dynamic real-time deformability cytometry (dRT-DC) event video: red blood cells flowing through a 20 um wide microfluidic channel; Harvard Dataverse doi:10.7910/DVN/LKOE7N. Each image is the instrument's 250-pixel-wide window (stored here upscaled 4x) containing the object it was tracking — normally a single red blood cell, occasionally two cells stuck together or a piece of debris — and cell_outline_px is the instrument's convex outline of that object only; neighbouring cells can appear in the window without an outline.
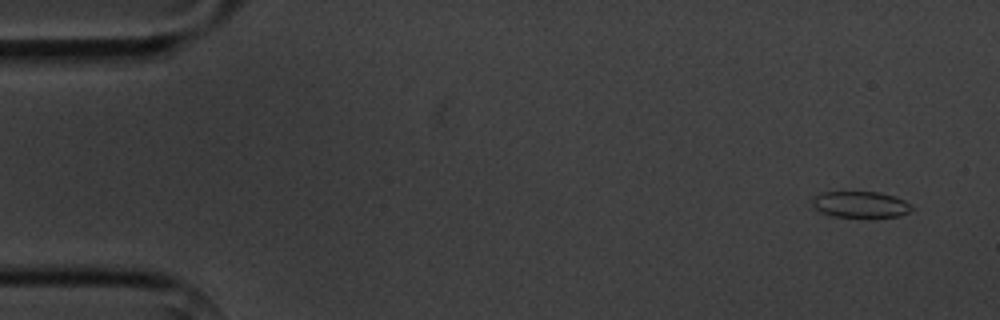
{"species": "common noctule bat (a hibernating species)", "species_latin": "Nyctalus noctula", "temperature_condition": "cold", "stored_images_in_passage": 13, "camera_frame_rate_fps": 3000, "um_per_image_px": 0.085, "animal": {"sex": "male", "body_mass_g": 20.1, "forearm_length_mm": 53.5}, "frame": {"image": 1, "passage_image": 1, "time_ms": 0.0, "image_size_px": [1000, 320], "cell_outline_px": [[912, 208], [908, 212], [900, 216], [832, 216], [820, 212], [812, 204], [812, 196], [824, 192], [880, 192], [904, 200], [912, 204]], "centroid_in_image_um": [73.11, 17.36], "position_along_channel_um": 11.9, "area_um2": 14.97}}
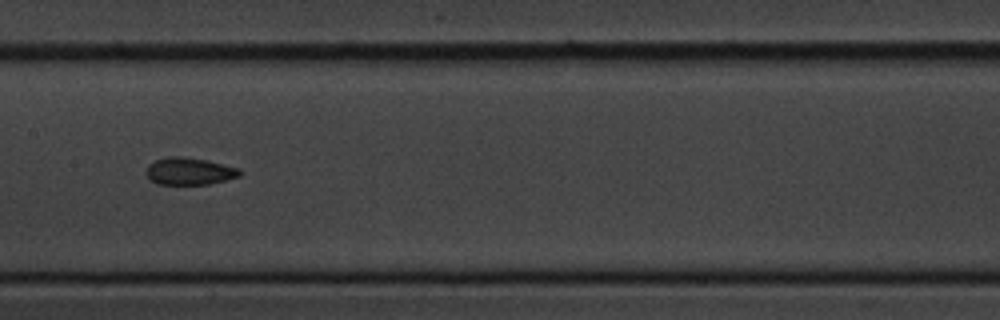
{"frame": {"image": 2, "passage_image": 7, "time_ms": 8.0, "image_size_px": [1000, 320], "cell_outline_px": [[244, 172], [240, 176], [208, 184], [156, 184], [144, 172], [148, 164], [156, 160], [168, 156], [180, 156], [208, 160], [240, 168]], "centroid_in_image_um": [16.11, 14.54], "position_along_channel_um": 191.3, "area_um2": 14.97}}
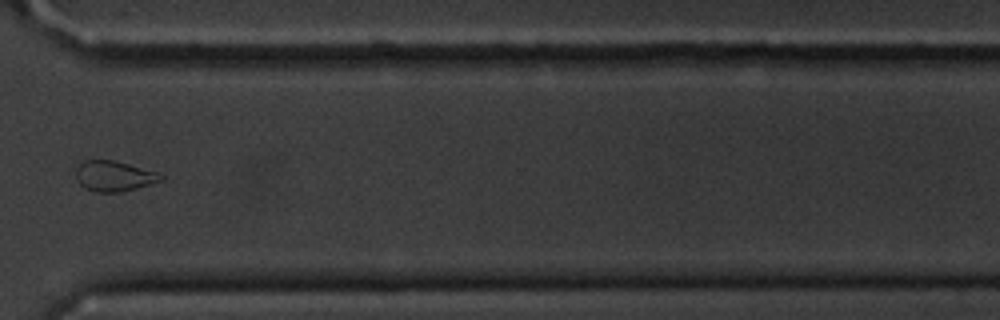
{"frame": {"image": 3, "passage_image": 11, "time_ms": 12.667, "image_size_px": [1000, 320], "cell_outline_px": [[164, 180], [136, 188], [120, 192], [96, 192], [80, 184], [76, 176], [76, 168], [84, 160], [112, 160], [128, 164], [156, 172], [164, 176]], "centroid_in_image_um": [9.7, 14.96], "position_along_channel_um": 360.9, "area_um2": 14.8}, "authors_computed_cell_mechanics": {"area_um2": 15.4326, "velocity_mm_per_s": 3.6422, "shape_relaxation_time_tau1_ms": null, "shape_relaxation_time_tau2_ms": 3.6526, "deformation_change_tau1": null, "deformation_change_tau2": 0.0635}}